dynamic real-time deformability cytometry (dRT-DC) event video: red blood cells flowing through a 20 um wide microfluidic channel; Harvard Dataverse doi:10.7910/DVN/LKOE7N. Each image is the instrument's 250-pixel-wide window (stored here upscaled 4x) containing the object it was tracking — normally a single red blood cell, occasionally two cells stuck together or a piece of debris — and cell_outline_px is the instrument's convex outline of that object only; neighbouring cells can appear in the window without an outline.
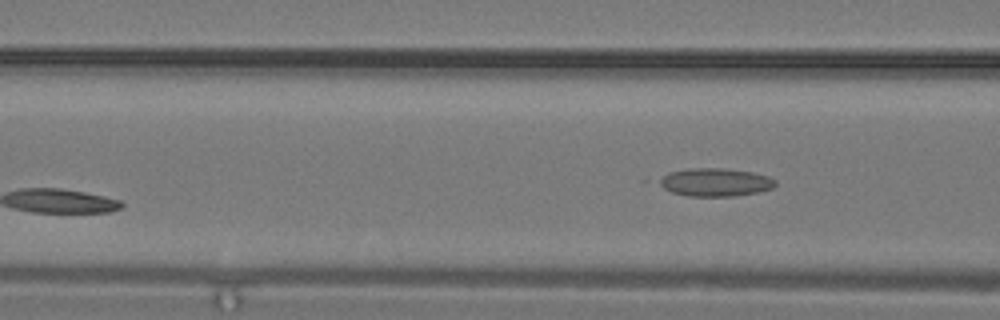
{"species": "common noctule bat (a hibernating species)", "species_latin": "Nyctalus noctula", "temperature_condition": "warm", "stored_images_in_passage": 8, "segment_of_instrument_passage": [2, 2], "camera_frame_rate_fps": 3000, "um_per_image_px": 0.085, "animal": {"sex": "male", "body_mass_g": 19.2, "forearm_length_mm": 51.8}, "frame": {"image": 1, "passage_image": 8, "time_ms": 2.333, "image_size_px": [1000, 320], "cell_outline_px": [[776, 184], [772, 188], [756, 192], [732, 196], [688, 196], [672, 192], [656, 184], [656, 180], [668, 172], [688, 168], [728, 168], [752, 172], [768, 176], [776, 180]], "centroid_in_image_um": [60.74, 15.47], "position_along_channel_um": 105.9, "area_um2": 19.19}}